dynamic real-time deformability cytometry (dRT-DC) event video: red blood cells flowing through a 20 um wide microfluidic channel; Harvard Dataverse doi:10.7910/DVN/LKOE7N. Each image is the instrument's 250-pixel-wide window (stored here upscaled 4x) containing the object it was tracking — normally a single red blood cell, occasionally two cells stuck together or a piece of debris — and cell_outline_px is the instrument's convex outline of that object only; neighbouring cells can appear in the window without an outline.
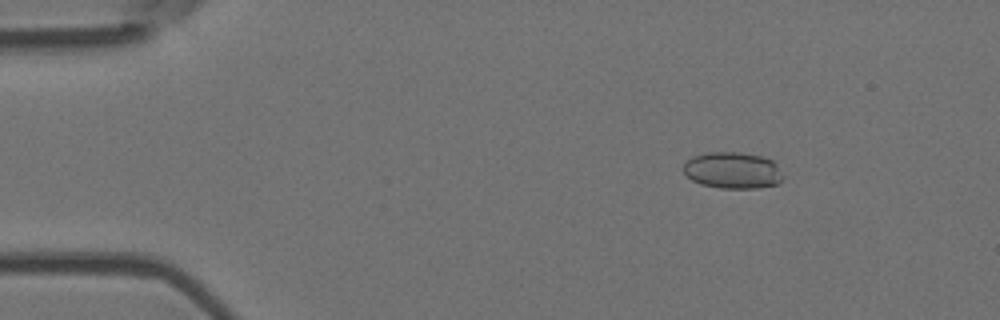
{"species": "Egyptian fruit bat (a non-hibernating species)", "species_latin": "Rousettus aegyptiacus", "temperature_condition": "room temperature", "stored_images_in_passage": 11, "camera_frame_rate_fps": 3000, "um_per_image_px": 0.085, "animal": {"sex": "female"}, "frame": {"image": 1, "passage_image": 7, "time_ms": 2.0, "image_size_px": [1000, 320], "cell_outline_px": [[784, 176], [780, 184], [760, 188], [720, 188], [700, 184], [692, 180], [684, 172], [684, 164], [692, 156], [708, 152], [740, 152], [764, 156], [772, 160], [776, 164]], "centroid_in_image_um": [62.32, 14.48], "position_along_channel_um": 22.7, "area_um2": 21.44}}